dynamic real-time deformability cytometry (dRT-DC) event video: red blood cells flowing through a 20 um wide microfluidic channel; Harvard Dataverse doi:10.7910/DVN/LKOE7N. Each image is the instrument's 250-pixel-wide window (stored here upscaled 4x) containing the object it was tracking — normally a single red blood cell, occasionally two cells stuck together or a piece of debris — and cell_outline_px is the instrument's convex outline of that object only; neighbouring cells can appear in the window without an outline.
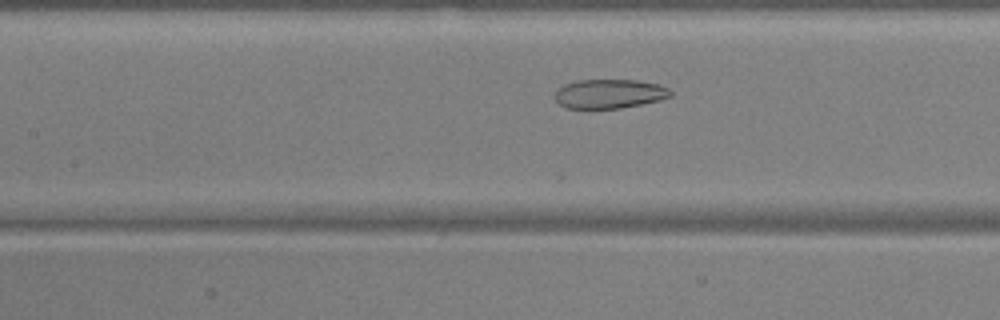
{"species": "common noctule bat (a hibernating species)", "species_latin": "Nyctalus noctula", "temperature_condition": "warm", "stored_images_in_passage": 35, "camera_frame_rate_fps": 3000, "um_per_image_px": 0.085, "animal": {"sex": "male", "body_mass_g": 17.9, "forearm_length_mm": 54.2}, "frame": {"image": 1, "passage_image": 9, "time_ms": 2.667, "image_size_px": [1000, 320], "cell_outline_px": [[672, 96], [660, 100], [620, 108], [564, 108], [556, 100], [556, 92], [564, 84], [576, 80], [636, 80], [656, 84], [668, 88], [672, 92]], "centroid_in_image_um": [51.8, 7.97], "position_along_channel_um": 155.6, "area_um2": 19.48}}
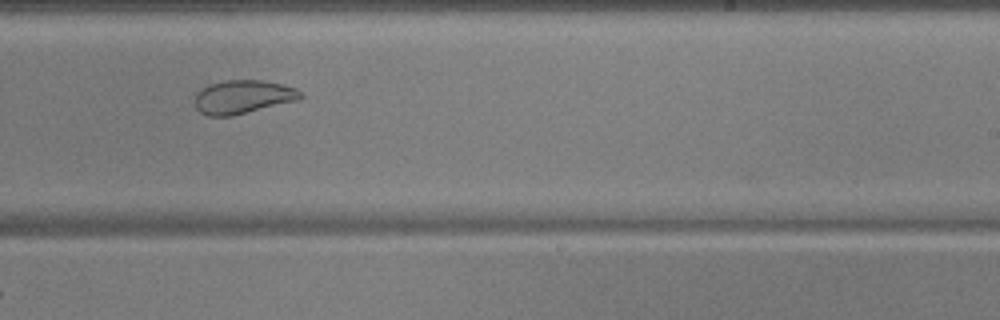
{"frame": {"image": 2, "passage_image": 18, "time_ms": 5.667, "image_size_px": [1000, 320], "cell_outline_px": [[304, 96], [300, 100], [232, 116], [208, 116], [200, 112], [196, 108], [196, 92], [200, 88], [208, 84], [224, 80], [260, 80], [280, 84], [296, 88]], "centroid_in_image_um": [20.64, 8.24], "position_along_channel_um": 268.4, "area_um2": 20.81}}
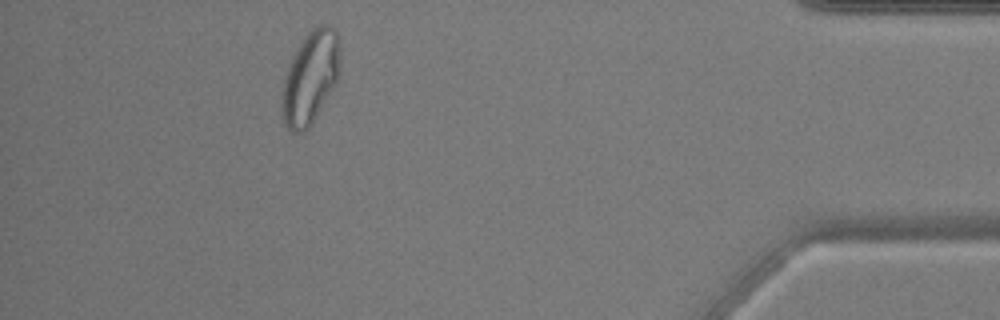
{"frame": {"image": 3, "passage_image": 33, "time_ms": 10.667, "image_size_px": [1000, 320], "cell_outline_px": [[340, 72], [336, 84], [312, 124], [304, 132], [292, 132], [284, 124], [280, 112], [280, 92], [284, 76], [288, 64], [296, 48], [304, 36], [316, 24], [328, 24], [340, 36]], "centroid_in_image_um": [26.36, 6.59], "position_along_channel_um": 408.8, "area_um2": 32.54}}